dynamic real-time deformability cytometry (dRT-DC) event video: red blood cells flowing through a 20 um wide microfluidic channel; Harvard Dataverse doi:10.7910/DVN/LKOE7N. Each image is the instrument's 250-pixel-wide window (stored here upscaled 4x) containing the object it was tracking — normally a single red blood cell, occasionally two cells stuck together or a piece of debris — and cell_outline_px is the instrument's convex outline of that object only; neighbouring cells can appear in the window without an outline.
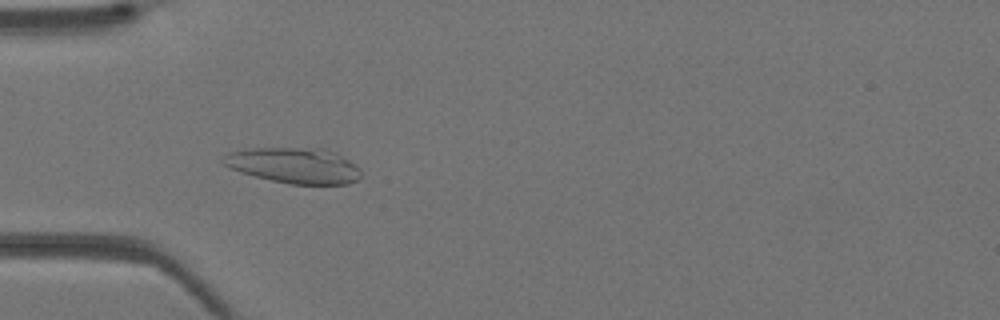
{"species": "Egyptian fruit bat (a non-hibernating species)", "species_latin": "Rousettus aegyptiacus", "temperature_condition": "warm", "stored_images_in_passage": 42, "camera_frame_rate_fps": 3000, "um_per_image_px": 0.085, "animal": {"sex": "female"}, "frame": {"image": 1, "passage_image": 13, "time_ms": 4.0, "image_size_px": [1000, 320], "cell_outline_px": [[360, 180], [348, 184], [292, 184], [272, 180], [240, 172], [228, 168], [220, 164], [224, 156], [228, 152], [252, 148], [328, 148], [336, 152], [360, 168]], "centroid_in_image_um": [25.0, 14.06], "position_along_channel_um": 60.0, "area_um2": 28.78}}
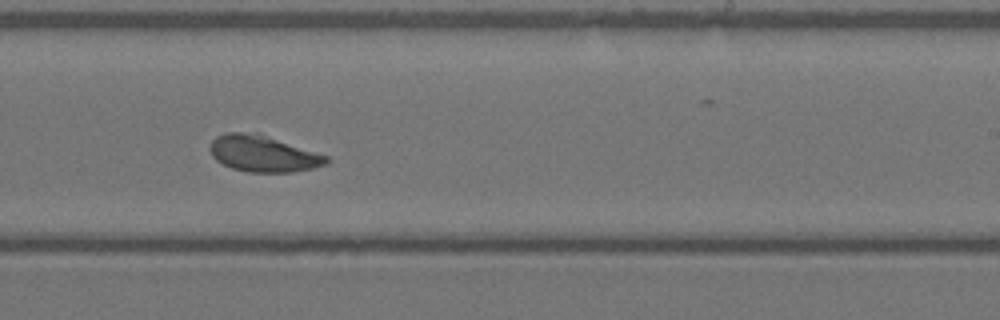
{"frame": {"image": 2, "passage_image": 26, "time_ms": 8.333, "image_size_px": [1000, 320], "cell_outline_px": [[328, 160], [324, 164], [312, 168], [292, 172], [248, 172], [232, 168], [216, 160], [212, 156], [208, 148], [212, 140], [216, 136], [224, 132], [260, 132], [328, 156]], "centroid_in_image_um": [22.32, 13.03], "position_along_channel_um": 266.7, "area_um2": 24.91}}
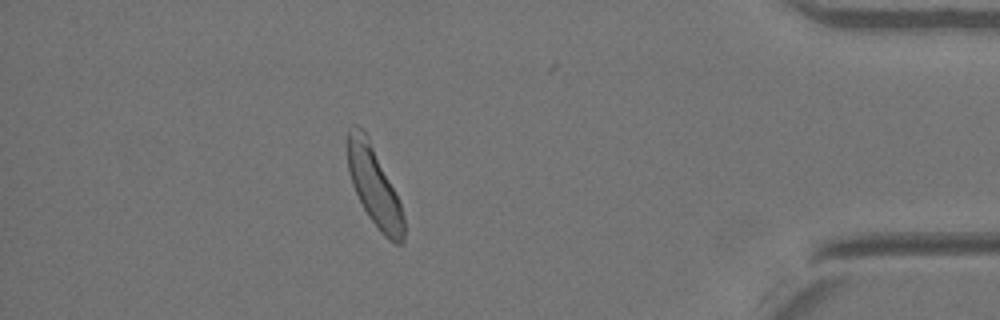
{"frame": {"image": 3, "passage_image": 37, "time_ms": 12.0, "image_size_px": [1000, 320], "cell_outline_px": [[404, 240], [400, 244], [396, 244], [388, 240], [380, 232], [368, 216], [352, 184], [348, 172], [348, 132], [352, 124], [356, 124], [364, 128], [368, 136], [400, 204], [404, 220]], "centroid_in_image_um": [31.79, 15.82], "position_along_channel_um": 403.4, "area_um2": 25.55}}